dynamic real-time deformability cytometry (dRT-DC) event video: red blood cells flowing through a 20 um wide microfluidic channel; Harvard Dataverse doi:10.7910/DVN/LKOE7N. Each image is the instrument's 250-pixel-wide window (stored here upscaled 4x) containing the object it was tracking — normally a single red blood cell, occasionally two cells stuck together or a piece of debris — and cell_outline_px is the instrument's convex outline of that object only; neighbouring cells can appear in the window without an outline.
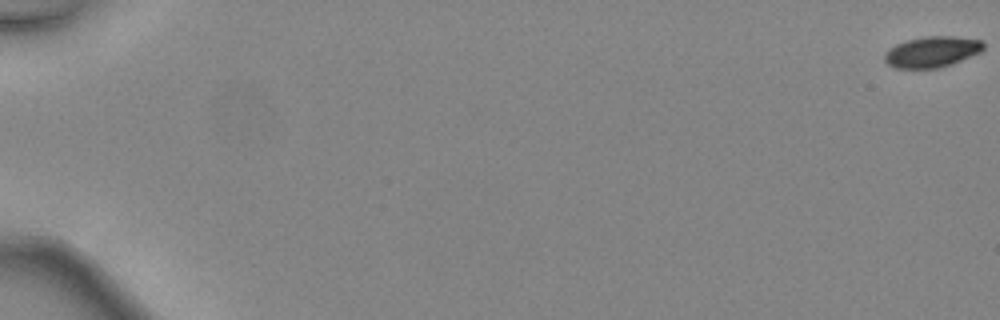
{"species": "common noctule bat (a hibernating species)", "species_latin": "Nyctalus noctula", "temperature_condition": "warm", "stored_images_in_passage": 48, "camera_frame_rate_fps": 3000, "um_per_image_px": 0.085, "animal": {"sex": "female", "body_mass_g": 24.6, "forearm_length_mm": 56.2}, "frame": {"image": 1, "passage_image": 1, "time_ms": 0.0, "image_size_px": [1000, 320], "cell_outline_px": [[984, 48], [980, 52], [952, 64], [936, 68], [896, 68], [888, 64], [884, 60], [884, 52], [888, 48], [896, 44], [908, 40], [924, 36], [956, 36], [980, 40], [984, 44]], "centroid_in_image_um": [79.19, 4.4], "position_along_channel_um": 5.8, "area_um2": 17.8}}
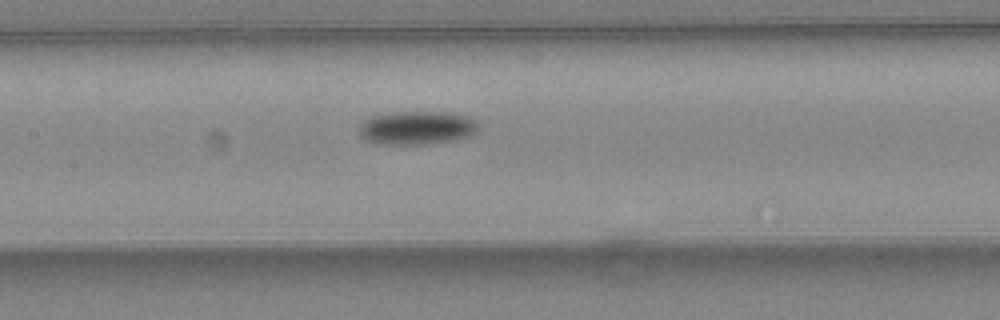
{"frame": {"image": 2, "passage_image": 26, "time_ms": 8.333, "image_size_px": [1000, 320], "cell_outline_px": [[480, 128], [472, 136], [456, 140], [428, 144], [376, 144], [364, 140], [356, 132], [360, 124], [364, 120], [372, 116], [388, 112], [452, 112], [468, 116], [476, 120], [480, 124]], "centroid_in_image_um": [35.44, 10.87], "position_along_channel_um": 172.0, "area_um2": 24.04}}
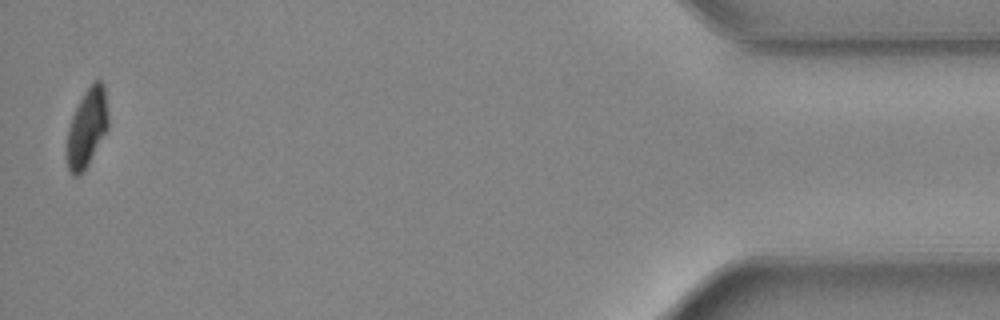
{"frame": {"image": 3, "passage_image": 48, "time_ms": 15.667, "image_size_px": [1000, 320], "cell_outline_px": [[108, 128], [84, 172], [80, 176], [72, 176], [68, 172], [64, 156], [64, 148], [68, 128], [72, 116], [84, 92], [96, 80], [100, 80], [104, 84], [108, 116]], "centroid_in_image_um": [7.34, 10.97], "position_along_channel_um": 427.9, "area_um2": 19.42}, "authors_computed_cell_mechanics": {"area_um2": 20.8369, "velocity_mm_per_s": 4.5478, "shape_relaxation_time_tau1_ms": 2.0469, "shape_relaxation_time_tau2_ms": null, "deformation_change_tau1": 0.0975, "deformation_change_tau2": null}}